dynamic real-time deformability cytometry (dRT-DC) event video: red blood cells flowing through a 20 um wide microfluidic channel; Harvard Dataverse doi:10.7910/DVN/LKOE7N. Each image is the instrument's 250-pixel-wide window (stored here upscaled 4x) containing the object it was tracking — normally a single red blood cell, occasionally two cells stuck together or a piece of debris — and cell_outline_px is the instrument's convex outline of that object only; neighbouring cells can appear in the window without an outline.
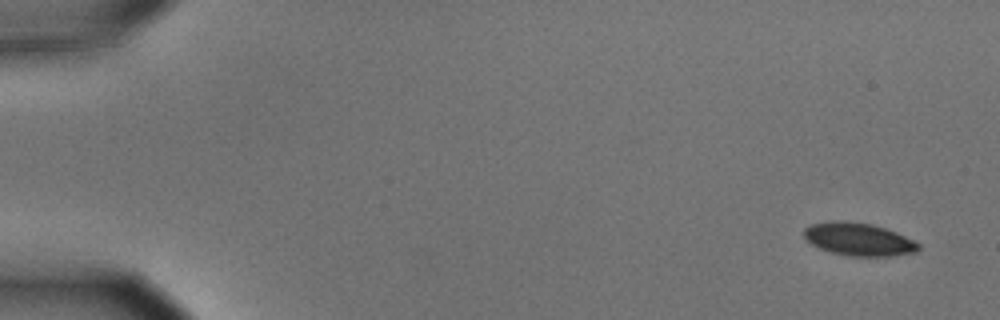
{"species": "common noctule bat (a hibernating species)", "species_latin": "Nyctalus noctula", "temperature_condition": "cold", "stored_images_in_passage": 6, "camera_frame_rate_fps": 3000, "um_per_image_px": 0.085, "animal": {"sex": "male", "body_mass_g": 15.6}, "frame": {"image": 1, "passage_image": 1, "time_ms": 0.0, "image_size_px": [1000, 320], "cell_outline_px": [[920, 248], [916, 252], [892, 256], [848, 256], [832, 252], [820, 248], [804, 240], [804, 228], [812, 224], [832, 220], [844, 220], [872, 224], [896, 232], [920, 244]], "centroid_in_image_um": [72.96, 20.33], "position_along_channel_um": 12.0, "area_um2": 21.96}}
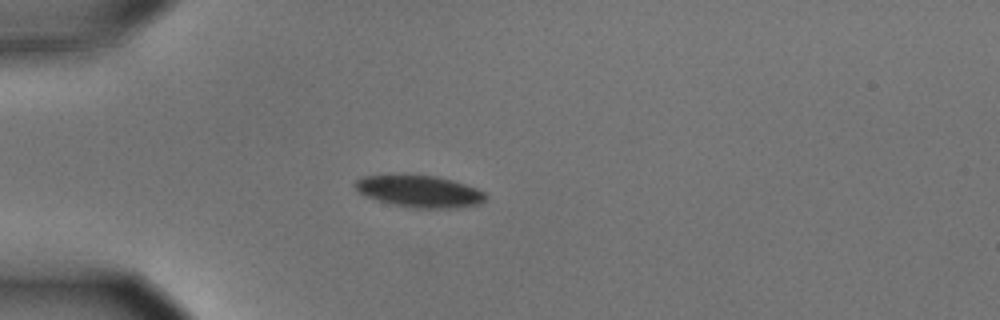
{"frame": {"image": 2, "passage_image": 4, "time_ms": 1.0, "image_size_px": [1000, 320], "cell_outline_px": [[484, 200], [480, 204], [460, 208], [412, 208], [380, 200], [368, 196], [360, 192], [352, 184], [356, 180], [364, 176], [436, 176], [452, 180], [476, 188], [484, 192]], "centroid_in_image_um": [35.7, 16.28], "position_along_channel_um": 49.3, "area_um2": 23.58}}
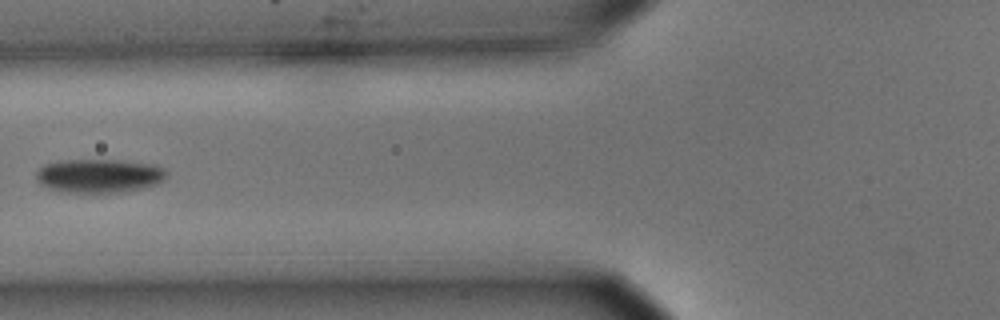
{"frame": {"image": 3, "passage_image": 6, "time_ms": 1.667, "image_size_px": [1000, 320], "cell_outline_px": [[168, 172], [156, 184], [144, 188], [124, 192], [60, 192], [48, 188], [40, 184], [36, 180], [36, 172], [44, 164], [64, 160], [116, 160], [156, 164], [164, 168]], "centroid_in_image_um": [8.4, 14.94], "position_along_channel_um": 117.4, "area_um2": 25.72}}